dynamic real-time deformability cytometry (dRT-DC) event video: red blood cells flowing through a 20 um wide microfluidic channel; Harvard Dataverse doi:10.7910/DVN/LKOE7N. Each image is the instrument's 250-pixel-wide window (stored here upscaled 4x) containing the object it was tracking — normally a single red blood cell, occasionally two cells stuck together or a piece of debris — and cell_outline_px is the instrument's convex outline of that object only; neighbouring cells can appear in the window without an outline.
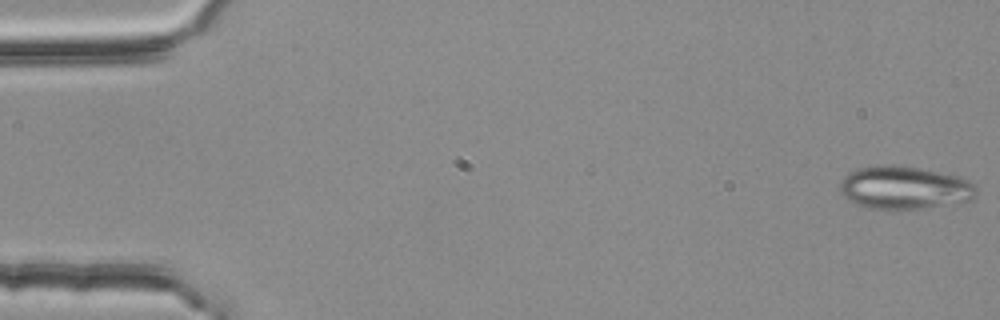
{"species": "common noctule bat (a hibernating species)", "species_latin": "Nyctalus noctula", "temperature_condition": "room temperature", "stored_images_in_passage": 55, "segment_of_instrument_passage": [1, 2], "camera_frame_rate_fps": 3000, "um_per_image_px": 0.085, "animal": {"sex": "female", "body_mass_g": 25.1}, "frame": {"image": 1, "passage_image": 1, "time_ms": 0.0, "image_size_px": [1000, 320], "cell_outline_px": [[980, 188], [976, 196], [972, 200], [900, 212], [896, 212], [864, 208], [848, 200], [840, 192], [840, 184], [844, 176], [848, 172], [856, 168], [876, 164], [892, 164], [920, 168], [956, 176], [968, 180], [976, 184]], "centroid_in_image_um": [76.85, 15.98], "position_along_channel_um": 8.1, "area_um2": 35.37}}
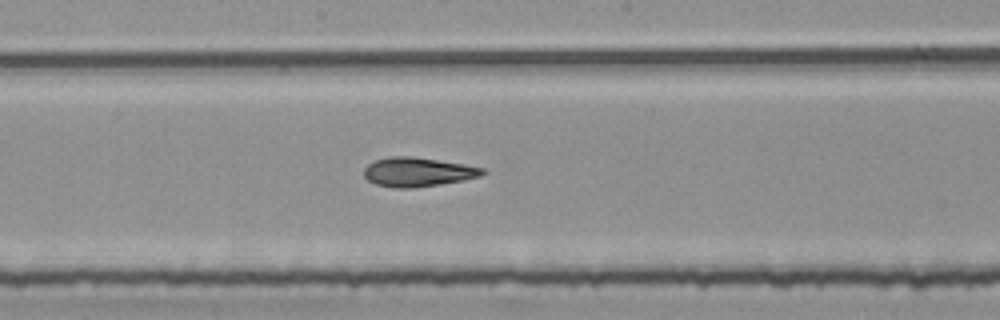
{"frame": {"image": 2, "passage_image": 29, "time_ms": 9.333, "image_size_px": [1000, 320], "cell_outline_px": [[488, 172], [480, 176], [464, 180], [440, 184], [412, 188], [392, 188], [376, 184], [368, 180], [364, 176], [364, 168], [368, 164], [376, 160], [388, 156], [412, 156], [464, 164], [484, 168]], "centroid_in_image_um": [35.51, 14.62], "position_along_channel_um": 212.7, "area_um2": 20.23}}
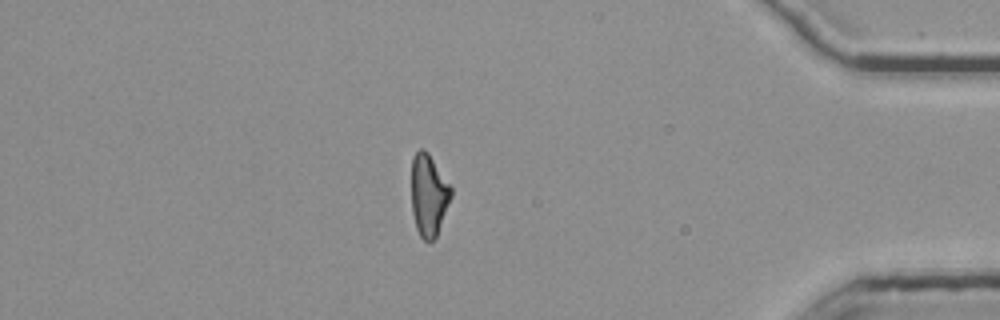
{"frame": {"image": 3, "passage_image": 47, "time_ms": 15.333, "image_size_px": [1000, 320], "cell_outline_px": [[452, 196], [436, 236], [428, 244], [420, 236], [416, 228], [412, 212], [412, 156], [420, 148], [424, 148], [428, 152], [452, 188]], "centroid_in_image_um": [36.43, 16.58], "position_along_channel_um": 398.8, "area_um2": 18.9}}